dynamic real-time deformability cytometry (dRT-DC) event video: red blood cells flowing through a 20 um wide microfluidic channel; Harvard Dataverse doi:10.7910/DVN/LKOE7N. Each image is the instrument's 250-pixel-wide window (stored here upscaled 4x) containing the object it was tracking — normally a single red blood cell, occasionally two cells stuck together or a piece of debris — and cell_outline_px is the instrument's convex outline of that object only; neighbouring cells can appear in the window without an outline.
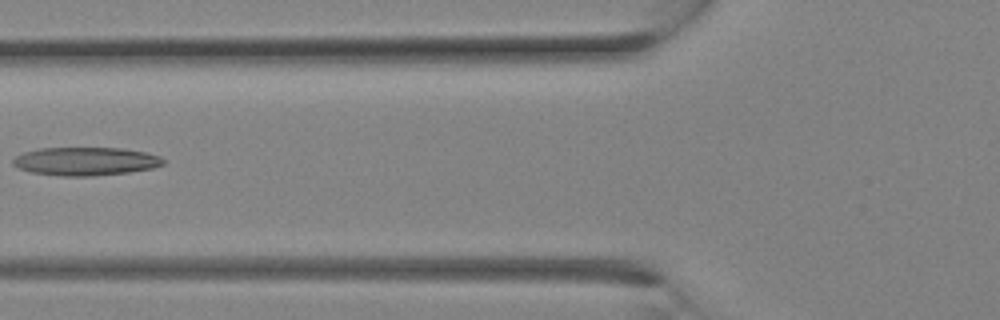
{"species": "Egyptian fruit bat (a non-hibernating species)", "species_latin": "Rousettus aegyptiacus", "temperature_condition": "room temperature", "stored_images_in_passage": 27, "camera_frame_rate_fps": 3000, "um_per_image_px": 0.085, "animal": {"sex": "female"}, "frame": {"image": 1, "passage_image": 11, "time_ms": 3.333, "image_size_px": [1000, 320], "cell_outline_px": [[164, 164], [152, 168], [128, 172], [92, 176], [64, 176], [32, 172], [16, 168], [12, 164], [12, 160], [16, 156], [24, 152], [40, 148], [124, 148], [144, 152], [160, 156], [164, 160]], "centroid_in_image_um": [7.25, 13.71], "position_along_channel_um": 118.5, "area_um2": 24.74}}
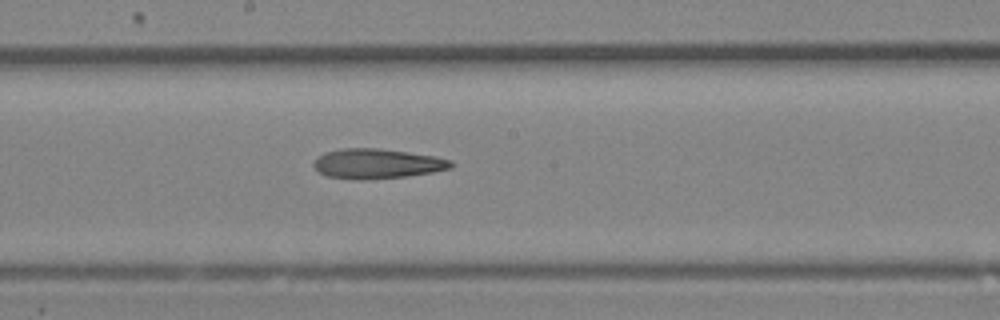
{"frame": {"image": 2, "passage_image": 15, "time_ms": 4.667, "image_size_px": [1000, 320], "cell_outline_px": [[456, 164], [452, 168], [432, 172], [408, 176], [368, 180], [360, 180], [328, 176], [320, 172], [312, 164], [324, 152], [340, 148], [380, 148], [436, 156], [452, 160]], "centroid_in_image_um": [32.11, 13.91], "position_along_channel_um": 216.1, "area_um2": 24.04}}
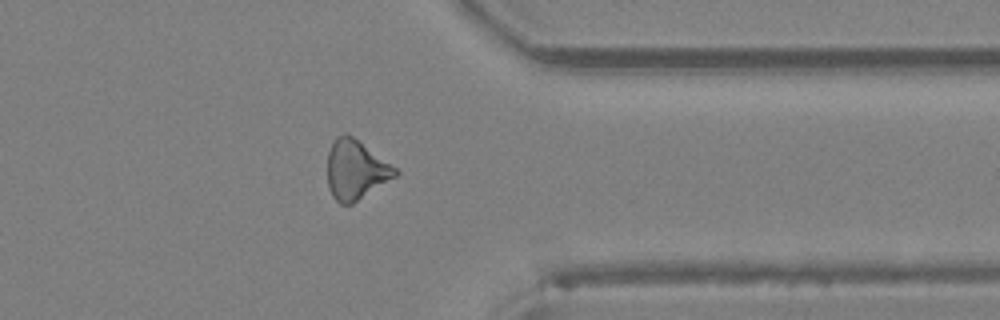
{"frame": {"image": 3, "passage_image": 22, "time_ms": 7.0, "image_size_px": [1000, 320], "cell_outline_px": [[400, 172], [396, 176], [352, 204], [340, 204], [332, 196], [328, 188], [328, 152], [336, 136], [344, 132], [352, 136], [396, 168]], "centroid_in_image_um": [30.21, 14.44], "position_along_channel_um": 381.2, "area_um2": 23.18}}